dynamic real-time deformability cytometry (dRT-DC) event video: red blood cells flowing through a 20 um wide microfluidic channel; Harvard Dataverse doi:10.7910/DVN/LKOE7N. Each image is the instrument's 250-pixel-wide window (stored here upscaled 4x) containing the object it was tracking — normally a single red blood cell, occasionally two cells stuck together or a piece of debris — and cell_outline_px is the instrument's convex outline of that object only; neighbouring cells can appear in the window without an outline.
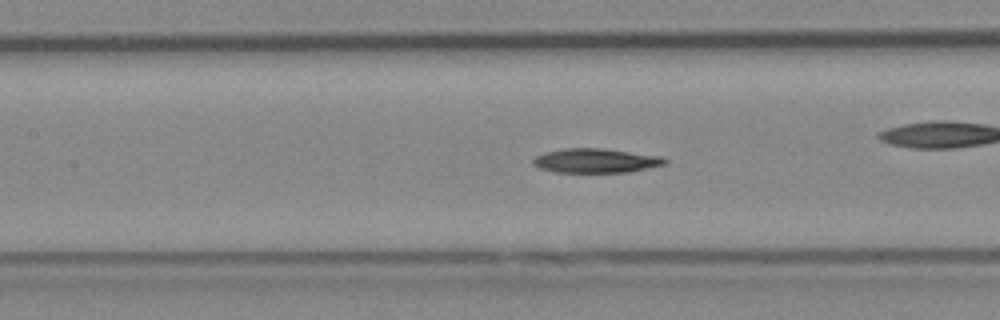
{"species": "Egyptian fruit bat (a non-hibernating species)", "species_latin": "Rousettus aegyptiacus", "temperature_condition": "cold", "stored_images_in_passage": 51, "camera_frame_rate_fps": 3000, "um_per_image_px": 0.085, "animal": {"sex": "female"}, "frame": {"image": 1, "passage_image": 22, "time_ms": 7.0, "image_size_px": [1000, 320], "cell_outline_px": [[668, 160], [664, 164], [628, 172], [556, 172], [540, 168], [532, 164], [532, 160], [536, 156], [544, 152], [564, 148], [604, 148], [660, 156]], "centroid_in_image_um": [50.6, 13.65], "position_along_channel_um": 156.8, "area_um2": 18.55}}